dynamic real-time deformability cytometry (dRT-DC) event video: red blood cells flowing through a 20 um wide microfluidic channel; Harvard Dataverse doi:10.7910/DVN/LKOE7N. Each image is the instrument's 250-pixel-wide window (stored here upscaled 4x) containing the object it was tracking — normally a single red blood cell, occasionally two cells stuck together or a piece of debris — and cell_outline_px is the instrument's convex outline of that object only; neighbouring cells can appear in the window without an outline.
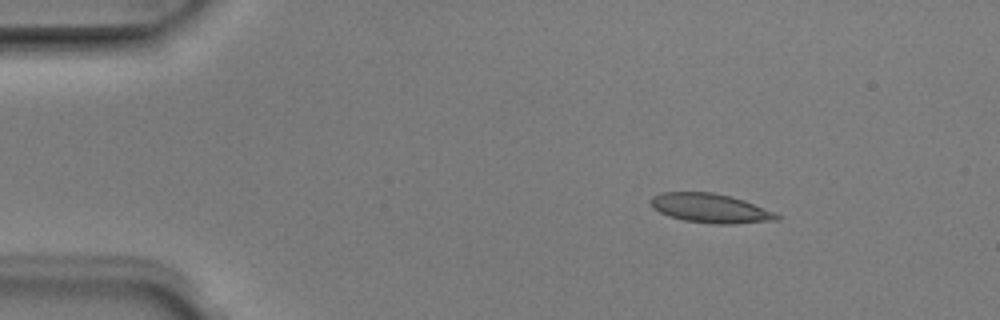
{"species": "Egyptian fruit bat (a non-hibernating species)", "species_latin": "Rousettus aegyptiacus", "temperature_condition": "room temperature", "stored_images_in_passage": 3, "camera_frame_rate_fps": 3000, "um_per_image_px": 0.085, "animal": {"sex": "male"}, "frame": {"image": 1, "passage_image": 1, "time_ms": 0.0, "image_size_px": [1000, 320], "cell_outline_px": [[780, 220], [736, 224], [716, 224], [684, 220], [668, 216], [652, 208], [652, 196], [660, 192], [712, 192], [732, 196], [744, 200], [776, 212], [780, 216]], "centroid_in_image_um": [60.42, 17.7], "position_along_channel_um": 24.6, "area_um2": 21.62}}